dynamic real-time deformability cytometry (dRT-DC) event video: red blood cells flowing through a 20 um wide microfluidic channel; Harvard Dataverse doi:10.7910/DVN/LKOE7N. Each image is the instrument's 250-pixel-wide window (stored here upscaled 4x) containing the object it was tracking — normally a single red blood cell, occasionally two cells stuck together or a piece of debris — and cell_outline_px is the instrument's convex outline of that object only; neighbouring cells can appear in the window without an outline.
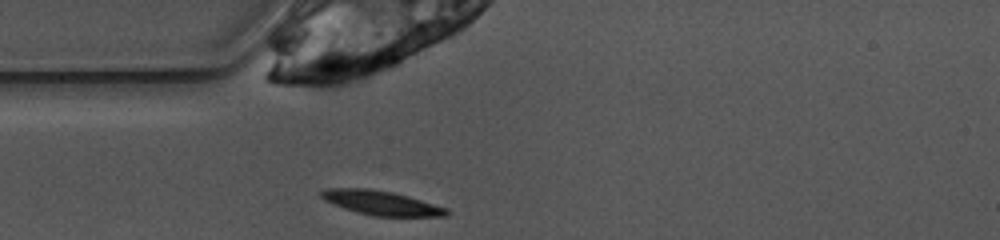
{"species": "common noctule bat (a hibernating species)", "species_latin": "Nyctalus noctula", "temperature_condition": "warm", "stored_images_in_passage": 39, "camera_frame_rate_fps": 3000, "um_per_image_px": 0.085, "animal": {"sex": "female", "body_mass_g": 10.0, "forearm_length_mm": 53.1}, "frame": {"image": 1, "passage_image": 1, "time_ms": 0.0, "image_size_px": [1000, 240], "cell_outline_px": [[448, 216], [376, 216], [356, 212], [344, 208], [324, 200], [320, 196], [320, 192], [328, 188], [368, 188], [392, 192], [408, 196], [448, 208]], "centroid_in_image_um": [32.4, 17.24], "position_along_channel_um": 52.6, "area_um2": 17.63}}
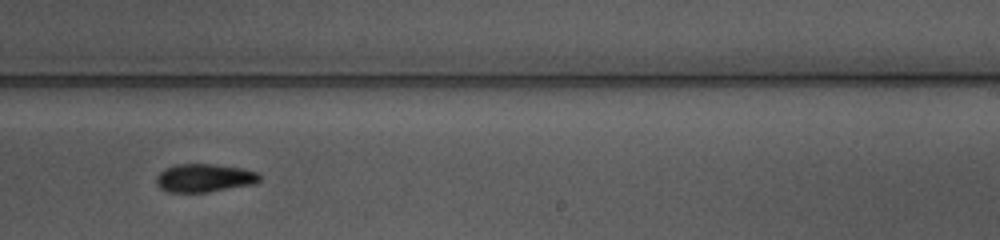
{"frame": {"image": 2, "passage_image": 18, "time_ms": 5.667, "image_size_px": [1000, 240], "cell_outline_px": [[260, 180], [256, 184], [208, 192], [168, 192], [160, 188], [156, 184], [156, 176], [164, 168], [176, 164], [212, 164], [244, 168], [260, 172]], "centroid_in_image_um": [17.39, 15.12], "position_along_channel_um": 271.6, "area_um2": 17.28}}
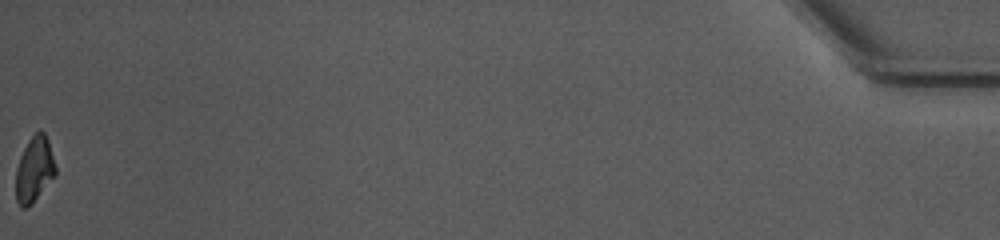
{"frame": {"image": 3, "passage_image": 39, "time_ms": 12.667, "image_size_px": [1000, 240], "cell_outline_px": [[56, 176], [32, 204], [28, 208], [20, 208], [16, 200], [16, 168], [20, 156], [28, 140], [40, 128], [44, 132], [48, 140], [56, 168]], "centroid_in_image_um": [2.92, 14.43], "position_along_channel_um": 432.3, "area_um2": 15.37}, "authors_computed_cell_mechanics": {"area_um2": 17.2244, "velocity_mm_per_s": 3.8883, "shape_relaxation_time_tau1_ms": 3.9661, "shape_relaxation_time_tau2_ms": 10.5206, "deformation_change_tau1": 0.1334, "deformation_change_tau2": 0.1654}}